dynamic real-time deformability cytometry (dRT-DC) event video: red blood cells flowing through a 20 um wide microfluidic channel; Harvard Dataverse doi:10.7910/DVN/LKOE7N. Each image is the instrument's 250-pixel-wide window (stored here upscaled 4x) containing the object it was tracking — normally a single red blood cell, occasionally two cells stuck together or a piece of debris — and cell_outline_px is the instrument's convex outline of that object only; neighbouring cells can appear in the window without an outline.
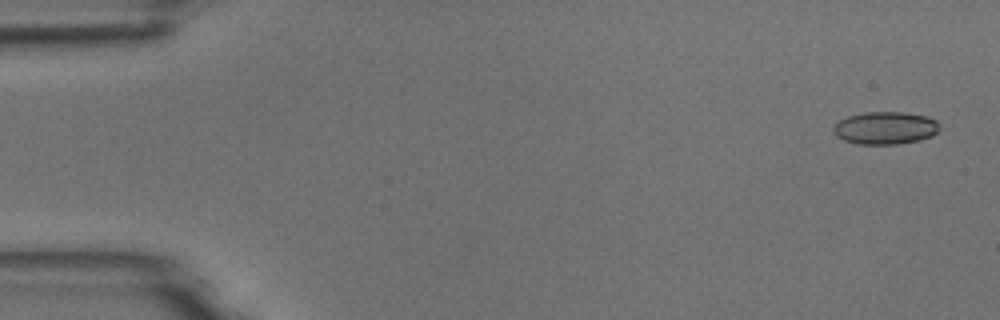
{"species": "common noctule bat (a hibernating species)", "species_latin": "Nyctalus noctula", "temperature_condition": "room temperature", "stored_images_in_passage": 25, "camera_frame_rate_fps": 3000, "um_per_image_px": 0.085, "animal": {"sex": "male", "body_mass_g": 18.8}, "frame": {"image": 1, "passage_image": 2, "time_ms": 0.333, "image_size_px": [1000, 320], "cell_outline_px": [[940, 128], [932, 136], [920, 140], [896, 144], [856, 144], [844, 140], [836, 136], [832, 132], [832, 128], [840, 120], [848, 116], [864, 112], [904, 112], [928, 116], [936, 120], [940, 124]], "centroid_in_image_um": [75.26, 10.87], "position_along_channel_um": 9.7, "area_um2": 20.35}}
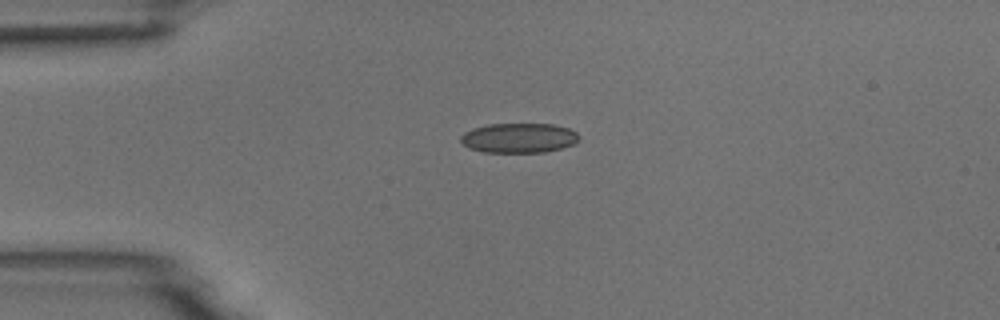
{"frame": {"image": 2, "passage_image": 13, "time_ms": 4.0, "image_size_px": [1000, 320], "cell_outline_px": [[580, 140], [576, 144], [544, 152], [484, 152], [468, 148], [460, 140], [460, 136], [464, 132], [472, 128], [488, 124], [552, 124], [568, 128], [576, 132], [580, 136]], "centroid_in_image_um": [44.11, 11.72], "position_along_channel_um": 40.9, "area_um2": 20.63}}
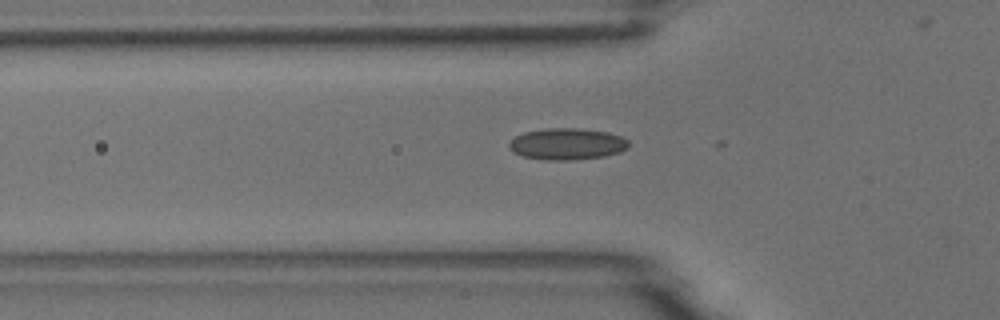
{"frame": {"image": 3, "passage_image": 18, "time_ms": 5.667, "image_size_px": [1000, 320], "cell_outline_px": [[628, 148], [620, 152], [604, 156], [568, 160], [544, 160], [524, 156], [512, 152], [508, 148], [508, 144], [516, 136], [524, 132], [548, 128], [580, 128], [608, 132], [620, 136], [628, 140]], "centroid_in_image_um": [48.19, 12.23], "position_along_channel_um": 77.6, "area_um2": 21.96}}